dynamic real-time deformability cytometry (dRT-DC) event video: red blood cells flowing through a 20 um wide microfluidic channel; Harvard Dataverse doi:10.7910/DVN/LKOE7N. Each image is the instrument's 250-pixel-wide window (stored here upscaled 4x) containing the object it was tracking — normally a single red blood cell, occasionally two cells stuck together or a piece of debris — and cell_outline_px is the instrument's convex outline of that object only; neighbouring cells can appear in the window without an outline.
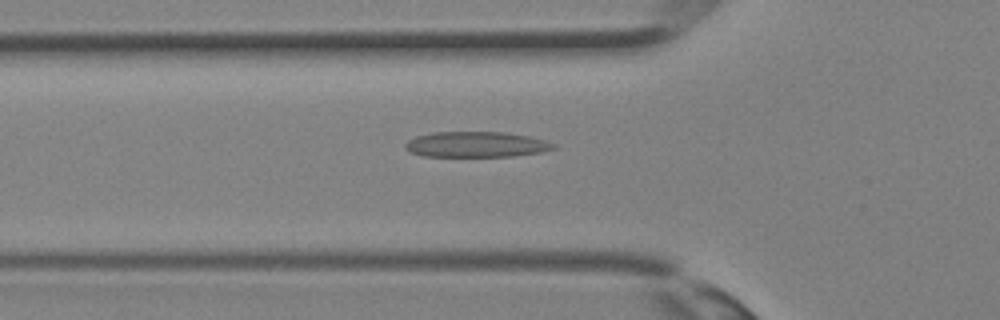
{"species": "Egyptian fruit bat (a non-hibernating species)", "species_latin": "Rousettus aegyptiacus", "temperature_condition": "room temperature", "stored_images_in_passage": 35, "camera_frame_rate_fps": 3000, "um_per_image_px": 0.085, "animal": {"sex": "female"}, "frame": {"image": 1, "passage_image": 12, "time_ms": 3.667, "image_size_px": [1000, 320], "cell_outline_px": [[556, 148], [540, 152], [512, 156], [424, 156], [408, 152], [404, 148], [404, 144], [408, 140], [416, 136], [432, 132], [504, 132], [528, 136], [544, 140], [556, 144]], "centroid_in_image_um": [40.43, 12.27], "position_along_channel_um": 85.4, "area_um2": 22.08}}
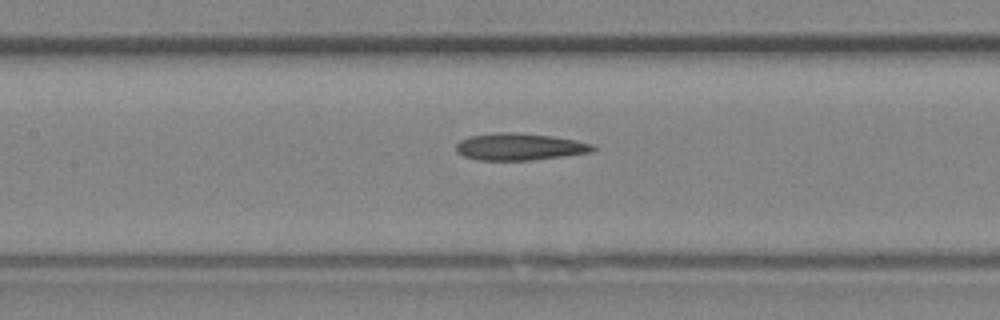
{"frame": {"image": 2, "passage_image": 16, "time_ms": 5.0, "image_size_px": [1000, 320], "cell_outline_px": [[596, 148], [592, 152], [564, 156], [532, 160], [480, 160], [464, 156], [456, 152], [456, 144], [460, 140], [468, 136], [500, 132], [516, 132], [552, 136], [576, 140], [592, 144]], "centroid_in_image_um": [44.15, 12.47], "position_along_channel_um": 163.2, "area_um2": 21.56}}
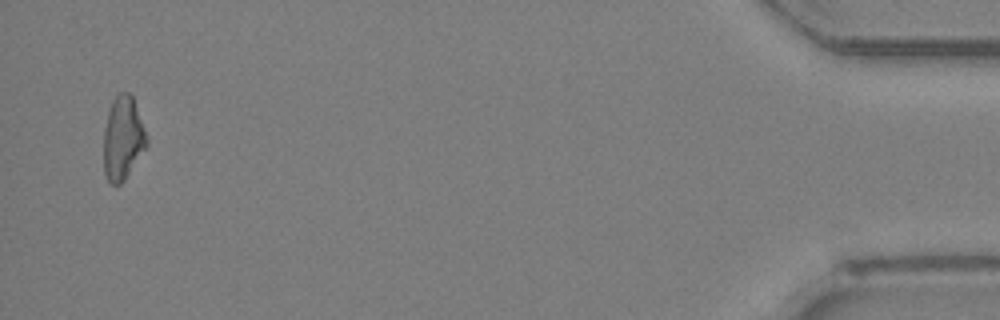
{"frame": {"image": 3, "passage_image": 34, "time_ms": 11.0, "image_size_px": [1000, 320], "cell_outline_px": [[148, 144], [124, 180], [120, 184], [112, 184], [108, 180], [104, 172], [104, 128], [108, 112], [112, 100], [120, 92], [128, 92], [132, 96], [148, 136]], "centroid_in_image_um": [10.45, 11.74], "position_along_channel_um": 424.8, "area_um2": 20.81}}